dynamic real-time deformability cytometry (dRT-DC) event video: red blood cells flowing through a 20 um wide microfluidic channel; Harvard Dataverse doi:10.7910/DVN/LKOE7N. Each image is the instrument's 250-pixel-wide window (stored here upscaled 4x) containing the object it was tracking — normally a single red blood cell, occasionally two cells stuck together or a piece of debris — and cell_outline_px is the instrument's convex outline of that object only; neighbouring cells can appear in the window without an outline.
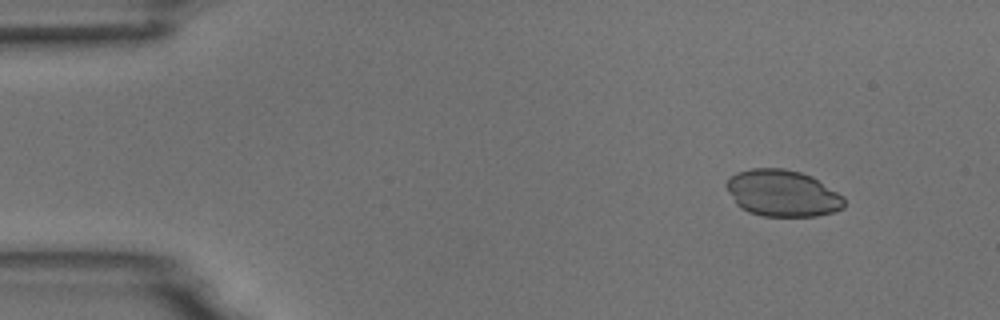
{"species": "common noctule bat (a hibernating species)", "species_latin": "Nyctalus noctula", "temperature_condition": "room temperature", "stored_images_in_passage": 7, "camera_frame_rate_fps": 3000, "um_per_image_px": 0.085, "animal": {"sex": "male", "body_mass_g": 18.8}, "frame": {"image": 1, "passage_image": 2, "time_ms": 1.333, "image_size_px": [1000, 320], "cell_outline_px": [[844, 208], [832, 212], [816, 216], [764, 216], [748, 212], [740, 208], [736, 204], [724, 184], [736, 172], [752, 168], [784, 168], [800, 172], [812, 176], [844, 196]], "centroid_in_image_um": [66.5, 16.42], "position_along_channel_um": 18.5, "area_um2": 32.08}}